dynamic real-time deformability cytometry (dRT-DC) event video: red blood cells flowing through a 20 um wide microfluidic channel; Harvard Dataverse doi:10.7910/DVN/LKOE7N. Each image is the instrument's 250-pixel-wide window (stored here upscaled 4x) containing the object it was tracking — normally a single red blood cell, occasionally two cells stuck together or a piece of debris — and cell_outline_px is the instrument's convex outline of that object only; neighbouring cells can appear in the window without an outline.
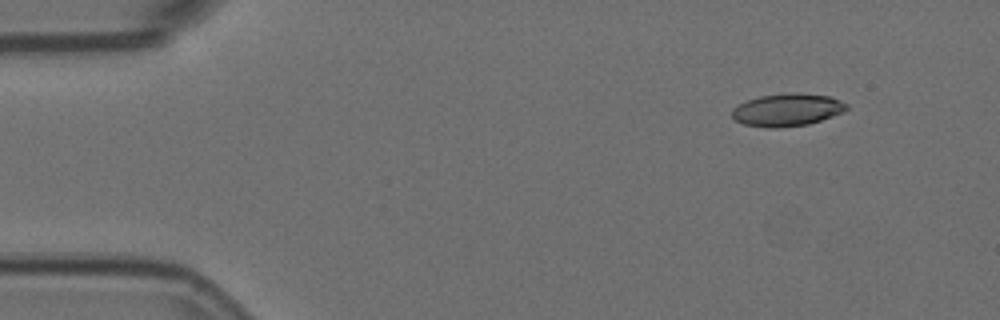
{"species": "Egyptian fruit bat (a non-hibernating species)", "species_latin": "Rousettus aegyptiacus", "temperature_condition": "room temperature", "stored_images_in_passage": 3, "camera_frame_rate_fps": 3000, "um_per_image_px": 0.085, "animal": {"sex": "female"}, "frame": {"image": 1, "passage_image": 1, "time_ms": 0.0, "image_size_px": [1000, 320], "cell_outline_px": [[848, 108], [844, 112], [808, 124], [776, 128], [768, 128], [744, 124], [736, 120], [732, 116], [732, 108], [748, 100], [760, 96], [792, 92], [828, 96], [848, 104]], "centroid_in_image_um": [66.91, 9.34], "position_along_channel_um": 18.1, "area_um2": 21.56}}
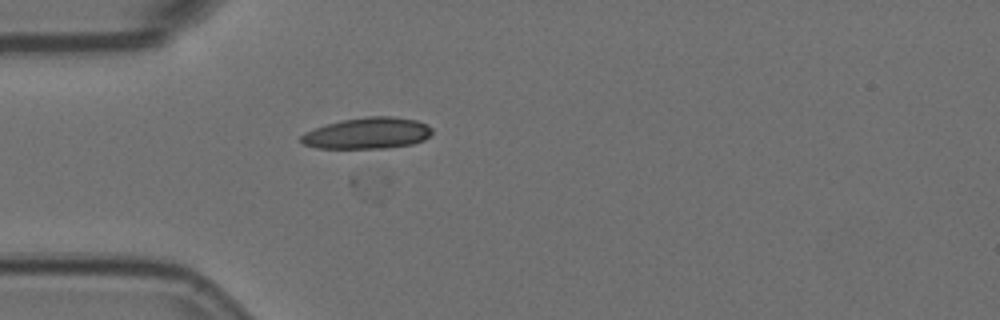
{"frame": {"image": 2, "passage_image": 3, "time_ms": 0.667, "image_size_px": [1000, 320], "cell_outline_px": [[432, 132], [424, 140], [412, 144], [384, 148], [316, 148], [304, 144], [300, 140], [300, 136], [304, 132], [328, 124], [344, 120], [368, 116], [392, 116], [416, 120], [428, 124], [432, 128]], "centroid_in_image_um": [31.25, 11.32], "position_along_channel_um": 53.7, "area_um2": 23.76}}